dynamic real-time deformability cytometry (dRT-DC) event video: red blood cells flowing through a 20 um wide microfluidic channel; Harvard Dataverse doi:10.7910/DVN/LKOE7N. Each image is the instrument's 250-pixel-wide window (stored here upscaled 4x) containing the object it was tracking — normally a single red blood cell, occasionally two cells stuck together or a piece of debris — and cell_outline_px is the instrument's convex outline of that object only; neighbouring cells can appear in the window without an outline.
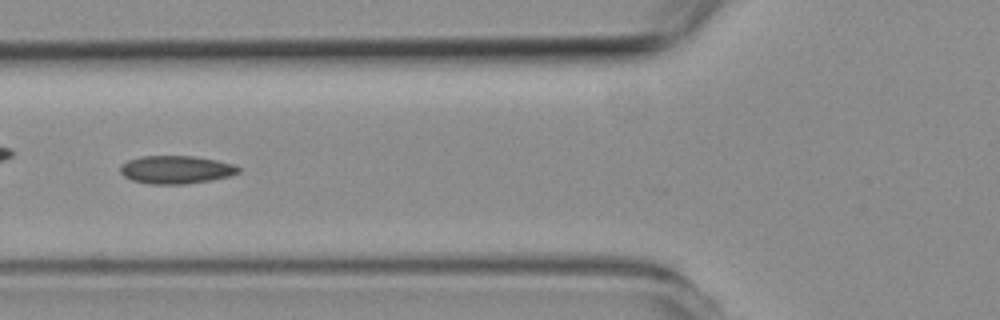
{"species": "common noctule bat (a hibernating species)", "species_latin": "Nyctalus noctula", "temperature_condition": "room temperature", "stored_images_in_passage": 7, "camera_frame_rate_fps": 3000, "um_per_image_px": 0.085, "animal": {"sex": "female", "body_mass_g": 19.3, "forearm_length_mm": 54.1}, "frame": {"image": 1, "passage_image": 5, "time_ms": 4.667, "image_size_px": [1000, 320], "cell_outline_px": [[240, 172], [228, 176], [212, 180], [184, 184], [148, 184], [132, 180], [124, 176], [120, 172], [120, 168], [128, 160], [140, 156], [192, 156], [216, 160], [236, 164], [240, 168]], "centroid_in_image_um": [14.98, 14.42], "position_along_channel_um": 110.8, "area_um2": 19.31}}
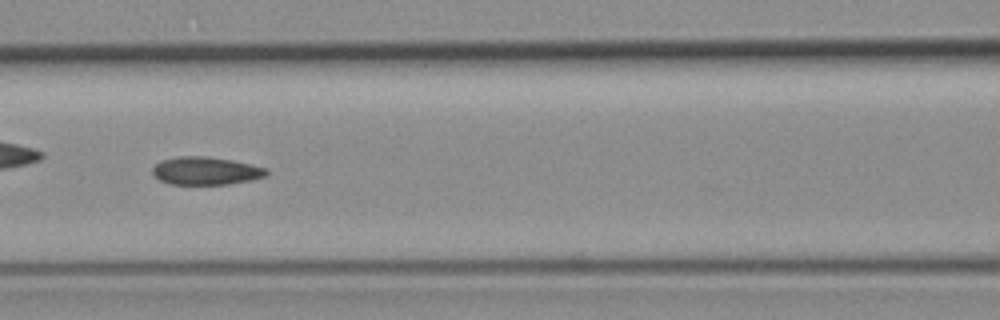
{"frame": {"image": 2, "passage_image": 6, "time_ms": 5.667, "image_size_px": [1000, 320], "cell_outline_px": [[268, 172], [264, 176], [252, 180], [228, 184], [168, 184], [160, 180], [152, 172], [152, 168], [156, 164], [164, 160], [180, 156], [208, 156], [232, 160], [252, 164], [268, 168]], "centroid_in_image_um": [17.52, 14.52], "position_along_channel_um": 149.1, "area_um2": 18.5}}
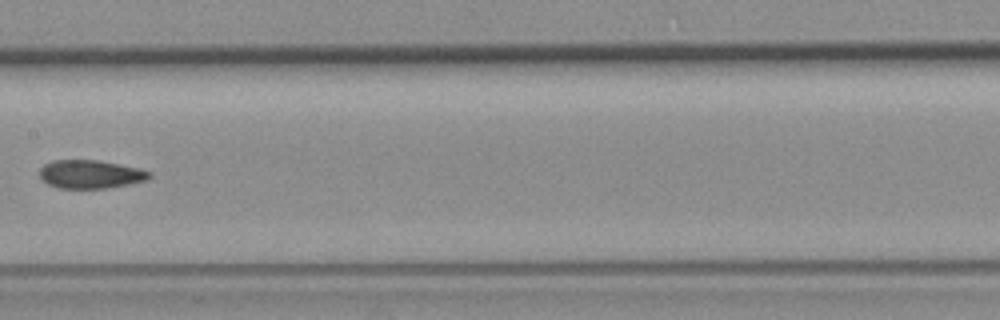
{"frame": {"image": 3, "passage_image": 7, "time_ms": 7.0, "image_size_px": [1000, 320], "cell_outline_px": [[152, 176], [148, 180], [108, 188], [56, 188], [48, 184], [40, 176], [40, 168], [44, 164], [52, 160], [96, 160], [120, 164], [140, 168], [152, 172]], "centroid_in_image_um": [7.72, 14.81], "position_along_channel_um": 199.7, "area_um2": 18.26}}